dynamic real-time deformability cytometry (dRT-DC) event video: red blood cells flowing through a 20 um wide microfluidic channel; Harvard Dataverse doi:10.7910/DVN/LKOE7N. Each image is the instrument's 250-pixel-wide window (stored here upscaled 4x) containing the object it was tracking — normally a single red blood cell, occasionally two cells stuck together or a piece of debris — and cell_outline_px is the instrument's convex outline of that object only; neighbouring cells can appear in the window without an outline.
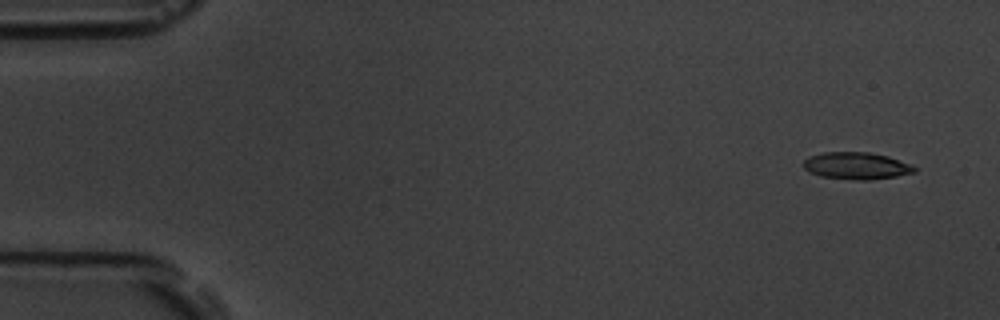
{"species": "common noctule bat (a hibernating species)", "species_latin": "Nyctalus noctula", "temperature_condition": "room temperature", "stored_images_in_passage": 5, "camera_frame_rate_fps": 3000, "um_per_image_px": 0.085, "animal": {"sex": "male", "body_mass_g": 19.5, "forearm_length_mm": 54.6}, "frame": {"image": 1, "passage_image": 1, "time_ms": 0.0, "image_size_px": [1000, 320], "cell_outline_px": [[916, 172], [896, 176], [868, 180], [852, 180], [820, 176], [808, 172], [804, 168], [804, 160], [808, 156], [824, 152], [868, 152], [888, 156], [912, 164], [916, 168]], "centroid_in_image_um": [72.79, 14.09], "position_along_channel_um": 12.2, "area_um2": 17.63}}
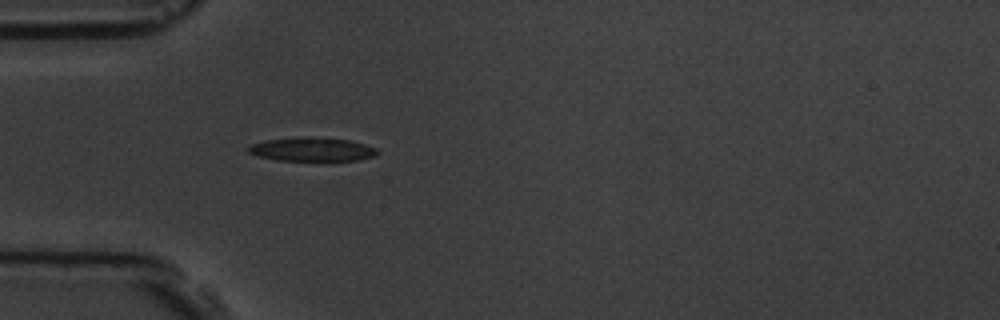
{"frame": {"image": 2, "passage_image": 5, "time_ms": 4.667, "image_size_px": [1000, 320], "cell_outline_px": [[380, 152], [376, 156], [360, 160], [324, 164], [276, 160], [256, 156], [248, 152], [248, 148], [252, 144], [268, 140], [300, 136], [312, 136], [348, 140], [364, 144], [376, 148]], "centroid_in_image_um": [26.59, 12.75], "position_along_channel_um": 58.4, "area_um2": 19.13}}